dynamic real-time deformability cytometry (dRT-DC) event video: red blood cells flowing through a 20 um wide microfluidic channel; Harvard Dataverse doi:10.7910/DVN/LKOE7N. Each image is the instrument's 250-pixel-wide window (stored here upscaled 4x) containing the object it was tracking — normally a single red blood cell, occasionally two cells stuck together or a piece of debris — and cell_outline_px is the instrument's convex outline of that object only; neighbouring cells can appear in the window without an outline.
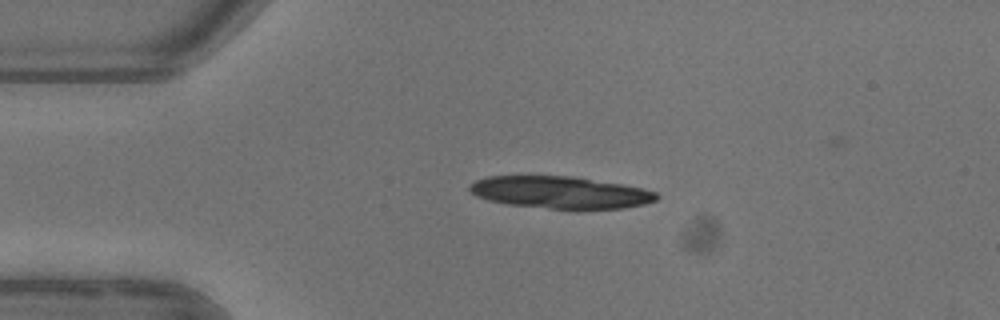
{"species": "common noctule bat (a hibernating species)", "species_latin": "Nyctalus noctula", "temperature_condition": "warm", "stored_images_in_passage": 4, "camera_frame_rate_fps": 3000, "um_per_image_px": 0.085, "animal": {"sex": "female"}, "frame": {"image": 1, "passage_image": 3, "time_ms": 2.333, "image_size_px": [1000, 320], "cell_outline_px": [[660, 196], [656, 200], [644, 204], [624, 208], [548, 208], [508, 204], [488, 200], [476, 196], [468, 188], [476, 180], [488, 176], [572, 176], [644, 188], [656, 192]], "centroid_in_image_um": [47.63, 16.34], "position_along_channel_um": 37.4, "area_um2": 34.56}}